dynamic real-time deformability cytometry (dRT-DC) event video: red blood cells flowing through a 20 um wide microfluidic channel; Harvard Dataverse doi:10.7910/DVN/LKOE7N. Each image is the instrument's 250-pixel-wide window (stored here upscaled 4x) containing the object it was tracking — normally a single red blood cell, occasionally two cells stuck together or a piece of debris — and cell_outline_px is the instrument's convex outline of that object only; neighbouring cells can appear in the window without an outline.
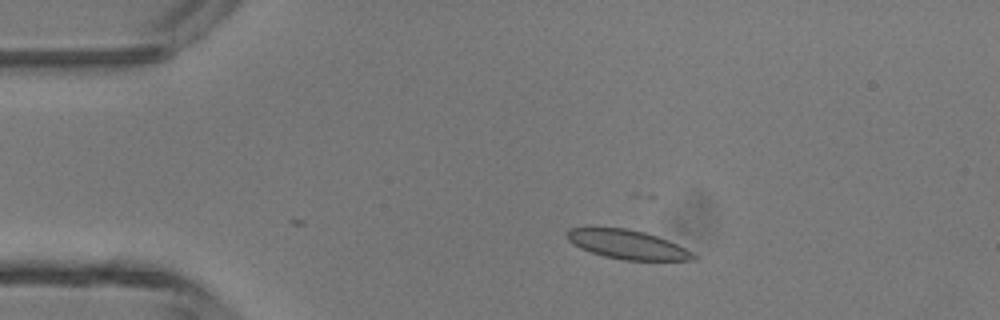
{"species": "common noctule bat (a hibernating species)", "species_latin": "Nyctalus noctula", "temperature_condition": "room temperature", "stored_images_in_passage": 5, "camera_frame_rate_fps": 3000, "um_per_image_px": 0.085, "animal": {"sex": "male", "body_mass_g": 13.3}, "frame": {"image": 1, "passage_image": 5, "time_ms": 1.333, "image_size_px": [1000, 320], "cell_outline_px": [[700, 256], [696, 260], [624, 260], [604, 256], [580, 248], [568, 240], [568, 228], [592, 224], [624, 228], [644, 232], [668, 240]], "centroid_in_image_um": [53.27, 20.74], "position_along_channel_um": 31.7, "area_um2": 21.91}}